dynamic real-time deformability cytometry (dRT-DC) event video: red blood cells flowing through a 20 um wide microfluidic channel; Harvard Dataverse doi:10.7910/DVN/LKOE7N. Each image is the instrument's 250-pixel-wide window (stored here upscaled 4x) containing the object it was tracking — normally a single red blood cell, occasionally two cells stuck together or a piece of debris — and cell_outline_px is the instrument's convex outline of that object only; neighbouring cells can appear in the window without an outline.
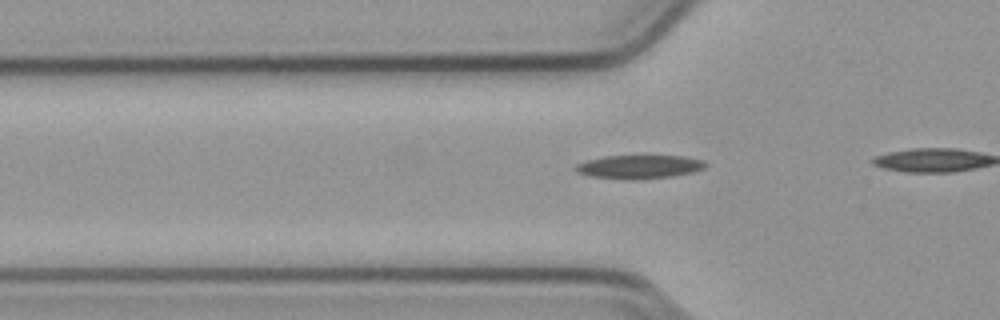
{"species": "common noctule bat (a hibernating species)", "species_latin": "Nyctalus noctula", "temperature_condition": "cold", "stored_images_in_passage": 10, "camera_frame_rate_fps": 3000, "um_per_image_px": 0.085, "animal": {"sex": "male", "body_mass_g": 23.1, "forearm_length_mm": 52.7}, "frame": {"image": 1, "passage_image": 2, "time_ms": 0.333, "image_size_px": [1000, 320], "cell_outline_px": [[708, 164], [704, 168], [692, 172], [672, 176], [636, 180], [624, 180], [588, 176], [576, 172], [572, 168], [576, 164], [588, 160], [604, 156], [684, 156], [704, 160]], "centroid_in_image_um": [54.29, 14.19], "position_along_channel_um": 71.5, "area_um2": 18.09}}
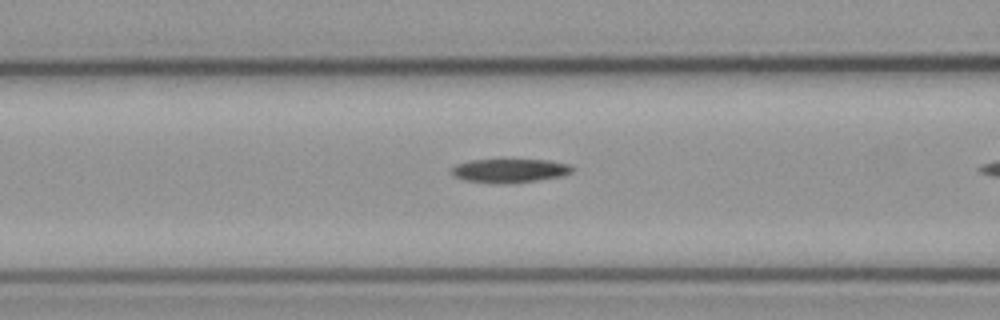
{"frame": {"image": 2, "passage_image": 6, "time_ms": 1.667, "image_size_px": [1000, 320], "cell_outline_px": [[572, 172], [560, 176], [536, 180], [464, 180], [456, 176], [452, 172], [452, 168], [456, 164], [468, 160], [548, 160], [568, 164], [572, 168]], "centroid_in_image_um": [43.35, 14.44], "position_along_channel_um": 123.3, "area_um2": 15.37}}
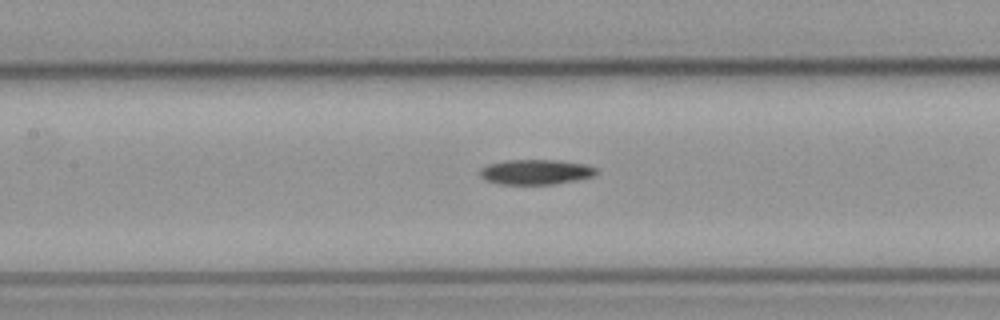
{"frame": {"image": 3, "passage_image": 9, "time_ms": 2.667, "image_size_px": [1000, 320], "cell_outline_px": [[600, 172], [592, 176], [576, 180], [552, 184], [504, 184], [488, 180], [480, 176], [480, 168], [488, 164], [504, 160], [560, 160], [588, 164], [596, 168]], "centroid_in_image_um": [45.58, 14.6], "position_along_channel_um": 161.8, "area_um2": 16.99}}